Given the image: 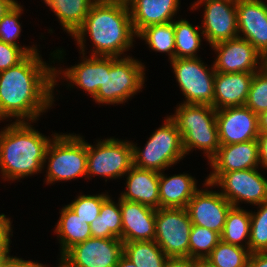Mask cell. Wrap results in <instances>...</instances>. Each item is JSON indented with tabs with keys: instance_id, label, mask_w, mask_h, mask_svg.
<instances>
[{
	"instance_id": "cell-1",
	"label": "cell",
	"mask_w": 267,
	"mask_h": 267,
	"mask_svg": "<svg viewBox=\"0 0 267 267\" xmlns=\"http://www.w3.org/2000/svg\"><path fill=\"white\" fill-rule=\"evenodd\" d=\"M44 62L38 51L16 66L0 72V121H38L54 104V66Z\"/></svg>"
},
{
	"instance_id": "cell-2",
	"label": "cell",
	"mask_w": 267,
	"mask_h": 267,
	"mask_svg": "<svg viewBox=\"0 0 267 267\" xmlns=\"http://www.w3.org/2000/svg\"><path fill=\"white\" fill-rule=\"evenodd\" d=\"M87 34L93 44L91 56L103 57H122L133 47L137 36L128 7L98 0L91 5L83 25L72 36L84 55Z\"/></svg>"
},
{
	"instance_id": "cell-3",
	"label": "cell",
	"mask_w": 267,
	"mask_h": 267,
	"mask_svg": "<svg viewBox=\"0 0 267 267\" xmlns=\"http://www.w3.org/2000/svg\"><path fill=\"white\" fill-rule=\"evenodd\" d=\"M32 122H12L0 131V172L2 179L19 180L41 173L50 137L31 125Z\"/></svg>"
},
{
	"instance_id": "cell-4",
	"label": "cell",
	"mask_w": 267,
	"mask_h": 267,
	"mask_svg": "<svg viewBox=\"0 0 267 267\" xmlns=\"http://www.w3.org/2000/svg\"><path fill=\"white\" fill-rule=\"evenodd\" d=\"M177 125L185 154L195 148L202 150L208 162L216 155L220 143L216 109L205 104H179L169 116Z\"/></svg>"
},
{
	"instance_id": "cell-5",
	"label": "cell",
	"mask_w": 267,
	"mask_h": 267,
	"mask_svg": "<svg viewBox=\"0 0 267 267\" xmlns=\"http://www.w3.org/2000/svg\"><path fill=\"white\" fill-rule=\"evenodd\" d=\"M145 66L131 56L104 57V79L93 97L98 104H123L144 87Z\"/></svg>"
},
{
	"instance_id": "cell-6",
	"label": "cell",
	"mask_w": 267,
	"mask_h": 267,
	"mask_svg": "<svg viewBox=\"0 0 267 267\" xmlns=\"http://www.w3.org/2000/svg\"><path fill=\"white\" fill-rule=\"evenodd\" d=\"M46 151V183L87 177V142L79 134H52ZM48 160V161H47Z\"/></svg>"
},
{
	"instance_id": "cell-7",
	"label": "cell",
	"mask_w": 267,
	"mask_h": 267,
	"mask_svg": "<svg viewBox=\"0 0 267 267\" xmlns=\"http://www.w3.org/2000/svg\"><path fill=\"white\" fill-rule=\"evenodd\" d=\"M164 121L146 141L143 150L131 142L133 166L161 172L186 157L177 125L169 116Z\"/></svg>"
},
{
	"instance_id": "cell-8",
	"label": "cell",
	"mask_w": 267,
	"mask_h": 267,
	"mask_svg": "<svg viewBox=\"0 0 267 267\" xmlns=\"http://www.w3.org/2000/svg\"><path fill=\"white\" fill-rule=\"evenodd\" d=\"M170 64L180 91L185 96L183 103L205 104L213 107L216 73L213 65L208 68L199 57L174 58Z\"/></svg>"
},
{
	"instance_id": "cell-9",
	"label": "cell",
	"mask_w": 267,
	"mask_h": 267,
	"mask_svg": "<svg viewBox=\"0 0 267 267\" xmlns=\"http://www.w3.org/2000/svg\"><path fill=\"white\" fill-rule=\"evenodd\" d=\"M133 166L132 145L129 141L107 138L96 145L87 142V179L96 176L122 178Z\"/></svg>"
},
{
	"instance_id": "cell-10",
	"label": "cell",
	"mask_w": 267,
	"mask_h": 267,
	"mask_svg": "<svg viewBox=\"0 0 267 267\" xmlns=\"http://www.w3.org/2000/svg\"><path fill=\"white\" fill-rule=\"evenodd\" d=\"M155 242L168 257L189 256L193 226L186 208L156 209Z\"/></svg>"
},
{
	"instance_id": "cell-11",
	"label": "cell",
	"mask_w": 267,
	"mask_h": 267,
	"mask_svg": "<svg viewBox=\"0 0 267 267\" xmlns=\"http://www.w3.org/2000/svg\"><path fill=\"white\" fill-rule=\"evenodd\" d=\"M216 185L222 188L220 193L234 207L240 202L256 206L267 200V179L259 168L222 173L212 183Z\"/></svg>"
},
{
	"instance_id": "cell-12",
	"label": "cell",
	"mask_w": 267,
	"mask_h": 267,
	"mask_svg": "<svg viewBox=\"0 0 267 267\" xmlns=\"http://www.w3.org/2000/svg\"><path fill=\"white\" fill-rule=\"evenodd\" d=\"M124 242L119 238H94L70 248L59 262L64 267H116L123 255Z\"/></svg>"
},
{
	"instance_id": "cell-13",
	"label": "cell",
	"mask_w": 267,
	"mask_h": 267,
	"mask_svg": "<svg viewBox=\"0 0 267 267\" xmlns=\"http://www.w3.org/2000/svg\"><path fill=\"white\" fill-rule=\"evenodd\" d=\"M237 0H199L192 4V11L204 7L202 32L212 46L218 42L238 38Z\"/></svg>"
},
{
	"instance_id": "cell-14",
	"label": "cell",
	"mask_w": 267,
	"mask_h": 267,
	"mask_svg": "<svg viewBox=\"0 0 267 267\" xmlns=\"http://www.w3.org/2000/svg\"><path fill=\"white\" fill-rule=\"evenodd\" d=\"M211 47L218 53L213 62L215 72L255 73L263 68V55L248 40L238 37Z\"/></svg>"
},
{
	"instance_id": "cell-15",
	"label": "cell",
	"mask_w": 267,
	"mask_h": 267,
	"mask_svg": "<svg viewBox=\"0 0 267 267\" xmlns=\"http://www.w3.org/2000/svg\"><path fill=\"white\" fill-rule=\"evenodd\" d=\"M206 189H198L186 206L193 225L205 227L221 235L228 211L232 204L228 202L220 191H211V183L205 180Z\"/></svg>"
},
{
	"instance_id": "cell-16",
	"label": "cell",
	"mask_w": 267,
	"mask_h": 267,
	"mask_svg": "<svg viewBox=\"0 0 267 267\" xmlns=\"http://www.w3.org/2000/svg\"><path fill=\"white\" fill-rule=\"evenodd\" d=\"M216 122L220 145L257 140L260 134L258 115L245 105L216 110Z\"/></svg>"
},
{
	"instance_id": "cell-17",
	"label": "cell",
	"mask_w": 267,
	"mask_h": 267,
	"mask_svg": "<svg viewBox=\"0 0 267 267\" xmlns=\"http://www.w3.org/2000/svg\"><path fill=\"white\" fill-rule=\"evenodd\" d=\"M209 164L213 170L205 180L211 184L222 173L258 168L260 165L258 141L220 145Z\"/></svg>"
},
{
	"instance_id": "cell-18",
	"label": "cell",
	"mask_w": 267,
	"mask_h": 267,
	"mask_svg": "<svg viewBox=\"0 0 267 267\" xmlns=\"http://www.w3.org/2000/svg\"><path fill=\"white\" fill-rule=\"evenodd\" d=\"M236 10L238 37L248 40L264 56L267 53L266 2L263 0H237Z\"/></svg>"
},
{
	"instance_id": "cell-19",
	"label": "cell",
	"mask_w": 267,
	"mask_h": 267,
	"mask_svg": "<svg viewBox=\"0 0 267 267\" xmlns=\"http://www.w3.org/2000/svg\"><path fill=\"white\" fill-rule=\"evenodd\" d=\"M122 241H153L156 209L120 198Z\"/></svg>"
},
{
	"instance_id": "cell-20",
	"label": "cell",
	"mask_w": 267,
	"mask_h": 267,
	"mask_svg": "<svg viewBox=\"0 0 267 267\" xmlns=\"http://www.w3.org/2000/svg\"><path fill=\"white\" fill-rule=\"evenodd\" d=\"M254 73H221L216 72L214 78L213 107L216 110L244 106Z\"/></svg>"
},
{
	"instance_id": "cell-21",
	"label": "cell",
	"mask_w": 267,
	"mask_h": 267,
	"mask_svg": "<svg viewBox=\"0 0 267 267\" xmlns=\"http://www.w3.org/2000/svg\"><path fill=\"white\" fill-rule=\"evenodd\" d=\"M82 62L72 67L66 68L65 70H57L55 67V86L58 85L57 81L60 74L63 75L70 86L74 84L91 95L92 98L97 94L99 87L103 84L104 79V57L103 56H88L85 58L82 54ZM88 58V59H87ZM71 83V84H70ZM73 84V85H72Z\"/></svg>"
},
{
	"instance_id": "cell-22",
	"label": "cell",
	"mask_w": 267,
	"mask_h": 267,
	"mask_svg": "<svg viewBox=\"0 0 267 267\" xmlns=\"http://www.w3.org/2000/svg\"><path fill=\"white\" fill-rule=\"evenodd\" d=\"M125 176L127 190L121 193V199L159 209L160 172L132 166Z\"/></svg>"
},
{
	"instance_id": "cell-23",
	"label": "cell",
	"mask_w": 267,
	"mask_h": 267,
	"mask_svg": "<svg viewBox=\"0 0 267 267\" xmlns=\"http://www.w3.org/2000/svg\"><path fill=\"white\" fill-rule=\"evenodd\" d=\"M179 5V0H135L129 9L136 35L148 26L174 21Z\"/></svg>"
},
{
	"instance_id": "cell-24",
	"label": "cell",
	"mask_w": 267,
	"mask_h": 267,
	"mask_svg": "<svg viewBox=\"0 0 267 267\" xmlns=\"http://www.w3.org/2000/svg\"><path fill=\"white\" fill-rule=\"evenodd\" d=\"M160 172L159 208H186L198 190L197 181L189 174L165 176Z\"/></svg>"
},
{
	"instance_id": "cell-25",
	"label": "cell",
	"mask_w": 267,
	"mask_h": 267,
	"mask_svg": "<svg viewBox=\"0 0 267 267\" xmlns=\"http://www.w3.org/2000/svg\"><path fill=\"white\" fill-rule=\"evenodd\" d=\"M54 233L57 234L62 257L74 245L84 242L92 237L90 224L78 217L67 205L61 212Z\"/></svg>"
},
{
	"instance_id": "cell-26",
	"label": "cell",
	"mask_w": 267,
	"mask_h": 267,
	"mask_svg": "<svg viewBox=\"0 0 267 267\" xmlns=\"http://www.w3.org/2000/svg\"><path fill=\"white\" fill-rule=\"evenodd\" d=\"M58 17L62 28L71 36L83 25L96 0H43Z\"/></svg>"
},
{
	"instance_id": "cell-27",
	"label": "cell",
	"mask_w": 267,
	"mask_h": 267,
	"mask_svg": "<svg viewBox=\"0 0 267 267\" xmlns=\"http://www.w3.org/2000/svg\"><path fill=\"white\" fill-rule=\"evenodd\" d=\"M115 203L109 196L100 209L99 216L90 224L94 238H119L122 240L120 197Z\"/></svg>"
},
{
	"instance_id": "cell-28",
	"label": "cell",
	"mask_w": 267,
	"mask_h": 267,
	"mask_svg": "<svg viewBox=\"0 0 267 267\" xmlns=\"http://www.w3.org/2000/svg\"><path fill=\"white\" fill-rule=\"evenodd\" d=\"M251 231L250 211L232 206L227 213L220 240L249 249ZM247 241V242H246ZM245 242V245L244 243Z\"/></svg>"
},
{
	"instance_id": "cell-29",
	"label": "cell",
	"mask_w": 267,
	"mask_h": 267,
	"mask_svg": "<svg viewBox=\"0 0 267 267\" xmlns=\"http://www.w3.org/2000/svg\"><path fill=\"white\" fill-rule=\"evenodd\" d=\"M123 255L136 267H164L168 259L155 240L124 242Z\"/></svg>"
},
{
	"instance_id": "cell-30",
	"label": "cell",
	"mask_w": 267,
	"mask_h": 267,
	"mask_svg": "<svg viewBox=\"0 0 267 267\" xmlns=\"http://www.w3.org/2000/svg\"><path fill=\"white\" fill-rule=\"evenodd\" d=\"M200 27L199 25L194 27L186 19L174 20L175 58H198L197 51L201 46V37L204 38Z\"/></svg>"
},
{
	"instance_id": "cell-31",
	"label": "cell",
	"mask_w": 267,
	"mask_h": 267,
	"mask_svg": "<svg viewBox=\"0 0 267 267\" xmlns=\"http://www.w3.org/2000/svg\"><path fill=\"white\" fill-rule=\"evenodd\" d=\"M138 37L153 51L168 53L170 61L175 58L174 21L148 26L137 35Z\"/></svg>"
},
{
	"instance_id": "cell-32",
	"label": "cell",
	"mask_w": 267,
	"mask_h": 267,
	"mask_svg": "<svg viewBox=\"0 0 267 267\" xmlns=\"http://www.w3.org/2000/svg\"><path fill=\"white\" fill-rule=\"evenodd\" d=\"M250 255L249 249L220 240L206 261L212 267H247Z\"/></svg>"
},
{
	"instance_id": "cell-33",
	"label": "cell",
	"mask_w": 267,
	"mask_h": 267,
	"mask_svg": "<svg viewBox=\"0 0 267 267\" xmlns=\"http://www.w3.org/2000/svg\"><path fill=\"white\" fill-rule=\"evenodd\" d=\"M220 241V235L198 225H193L189 237V257L206 260Z\"/></svg>"
},
{
	"instance_id": "cell-34",
	"label": "cell",
	"mask_w": 267,
	"mask_h": 267,
	"mask_svg": "<svg viewBox=\"0 0 267 267\" xmlns=\"http://www.w3.org/2000/svg\"><path fill=\"white\" fill-rule=\"evenodd\" d=\"M257 206L259 208L257 212H250L249 250L251 253L267 252V200Z\"/></svg>"
},
{
	"instance_id": "cell-35",
	"label": "cell",
	"mask_w": 267,
	"mask_h": 267,
	"mask_svg": "<svg viewBox=\"0 0 267 267\" xmlns=\"http://www.w3.org/2000/svg\"><path fill=\"white\" fill-rule=\"evenodd\" d=\"M107 194L80 195L67 206L85 223L91 224L100 213L102 203L109 197Z\"/></svg>"
},
{
	"instance_id": "cell-36",
	"label": "cell",
	"mask_w": 267,
	"mask_h": 267,
	"mask_svg": "<svg viewBox=\"0 0 267 267\" xmlns=\"http://www.w3.org/2000/svg\"><path fill=\"white\" fill-rule=\"evenodd\" d=\"M245 106L259 115L267 110V71L260 69L254 73Z\"/></svg>"
},
{
	"instance_id": "cell-37",
	"label": "cell",
	"mask_w": 267,
	"mask_h": 267,
	"mask_svg": "<svg viewBox=\"0 0 267 267\" xmlns=\"http://www.w3.org/2000/svg\"><path fill=\"white\" fill-rule=\"evenodd\" d=\"M22 13V5L20 6L17 3L0 19V41L22 47L16 41V39H19L22 30L19 22Z\"/></svg>"
},
{
	"instance_id": "cell-38",
	"label": "cell",
	"mask_w": 267,
	"mask_h": 267,
	"mask_svg": "<svg viewBox=\"0 0 267 267\" xmlns=\"http://www.w3.org/2000/svg\"><path fill=\"white\" fill-rule=\"evenodd\" d=\"M37 47H19L13 44L0 41V72L16 66L22 62L29 54L37 52Z\"/></svg>"
},
{
	"instance_id": "cell-39",
	"label": "cell",
	"mask_w": 267,
	"mask_h": 267,
	"mask_svg": "<svg viewBox=\"0 0 267 267\" xmlns=\"http://www.w3.org/2000/svg\"><path fill=\"white\" fill-rule=\"evenodd\" d=\"M10 219L5 214H0V254H9L10 252V237L13 236Z\"/></svg>"
},
{
	"instance_id": "cell-40",
	"label": "cell",
	"mask_w": 267,
	"mask_h": 267,
	"mask_svg": "<svg viewBox=\"0 0 267 267\" xmlns=\"http://www.w3.org/2000/svg\"><path fill=\"white\" fill-rule=\"evenodd\" d=\"M44 264L30 260H23L9 254L3 259L1 267H43Z\"/></svg>"
},
{
	"instance_id": "cell-41",
	"label": "cell",
	"mask_w": 267,
	"mask_h": 267,
	"mask_svg": "<svg viewBox=\"0 0 267 267\" xmlns=\"http://www.w3.org/2000/svg\"><path fill=\"white\" fill-rule=\"evenodd\" d=\"M198 259L186 257H168L164 267H196Z\"/></svg>"
},
{
	"instance_id": "cell-42",
	"label": "cell",
	"mask_w": 267,
	"mask_h": 267,
	"mask_svg": "<svg viewBox=\"0 0 267 267\" xmlns=\"http://www.w3.org/2000/svg\"><path fill=\"white\" fill-rule=\"evenodd\" d=\"M257 141L259 144L260 165L267 170V132H260Z\"/></svg>"
},
{
	"instance_id": "cell-43",
	"label": "cell",
	"mask_w": 267,
	"mask_h": 267,
	"mask_svg": "<svg viewBox=\"0 0 267 267\" xmlns=\"http://www.w3.org/2000/svg\"><path fill=\"white\" fill-rule=\"evenodd\" d=\"M247 267H267V252L251 253Z\"/></svg>"
},
{
	"instance_id": "cell-44",
	"label": "cell",
	"mask_w": 267,
	"mask_h": 267,
	"mask_svg": "<svg viewBox=\"0 0 267 267\" xmlns=\"http://www.w3.org/2000/svg\"><path fill=\"white\" fill-rule=\"evenodd\" d=\"M18 1L16 0H0V19L9 12Z\"/></svg>"
},
{
	"instance_id": "cell-45",
	"label": "cell",
	"mask_w": 267,
	"mask_h": 267,
	"mask_svg": "<svg viewBox=\"0 0 267 267\" xmlns=\"http://www.w3.org/2000/svg\"><path fill=\"white\" fill-rule=\"evenodd\" d=\"M259 132H267V110L258 115Z\"/></svg>"
},
{
	"instance_id": "cell-46",
	"label": "cell",
	"mask_w": 267,
	"mask_h": 267,
	"mask_svg": "<svg viewBox=\"0 0 267 267\" xmlns=\"http://www.w3.org/2000/svg\"><path fill=\"white\" fill-rule=\"evenodd\" d=\"M98 1L108 4L121 5L129 8L134 3L135 0H98Z\"/></svg>"
},
{
	"instance_id": "cell-47",
	"label": "cell",
	"mask_w": 267,
	"mask_h": 267,
	"mask_svg": "<svg viewBox=\"0 0 267 267\" xmlns=\"http://www.w3.org/2000/svg\"><path fill=\"white\" fill-rule=\"evenodd\" d=\"M116 267H136L128 258L122 255L118 261Z\"/></svg>"
},
{
	"instance_id": "cell-48",
	"label": "cell",
	"mask_w": 267,
	"mask_h": 267,
	"mask_svg": "<svg viewBox=\"0 0 267 267\" xmlns=\"http://www.w3.org/2000/svg\"><path fill=\"white\" fill-rule=\"evenodd\" d=\"M196 267H212L206 260H199Z\"/></svg>"
},
{
	"instance_id": "cell-49",
	"label": "cell",
	"mask_w": 267,
	"mask_h": 267,
	"mask_svg": "<svg viewBox=\"0 0 267 267\" xmlns=\"http://www.w3.org/2000/svg\"><path fill=\"white\" fill-rule=\"evenodd\" d=\"M263 69L267 71V53L263 56Z\"/></svg>"
},
{
	"instance_id": "cell-50",
	"label": "cell",
	"mask_w": 267,
	"mask_h": 267,
	"mask_svg": "<svg viewBox=\"0 0 267 267\" xmlns=\"http://www.w3.org/2000/svg\"><path fill=\"white\" fill-rule=\"evenodd\" d=\"M8 254H0V267L2 266V261L3 259L7 256Z\"/></svg>"
},
{
	"instance_id": "cell-51",
	"label": "cell",
	"mask_w": 267,
	"mask_h": 267,
	"mask_svg": "<svg viewBox=\"0 0 267 267\" xmlns=\"http://www.w3.org/2000/svg\"><path fill=\"white\" fill-rule=\"evenodd\" d=\"M58 265H59L58 267H64L60 262ZM43 267H47L46 264Z\"/></svg>"
}]
</instances>
